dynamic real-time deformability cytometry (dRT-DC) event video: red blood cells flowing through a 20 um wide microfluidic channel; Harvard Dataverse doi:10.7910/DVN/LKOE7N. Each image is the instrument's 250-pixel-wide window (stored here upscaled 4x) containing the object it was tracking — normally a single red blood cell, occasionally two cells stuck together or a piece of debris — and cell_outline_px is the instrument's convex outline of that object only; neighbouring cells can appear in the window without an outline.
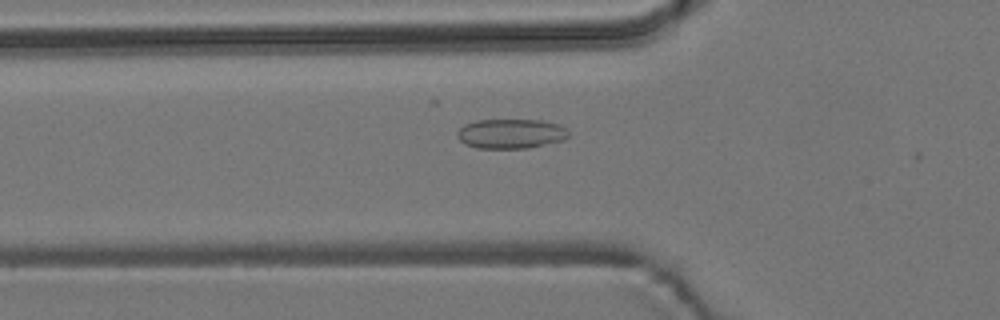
{"species": "common noctule bat (a hibernating species)", "species_latin": "Nyctalus noctula", "temperature_condition": "room temperature", "stored_images_in_passage": 42, "camera_frame_rate_fps": 3000, "um_per_image_px": 0.085, "animal": {"sex": "male", "body_mass_g": 19.2, "forearm_length_mm": 51.8}, "frame": {"image": 1, "passage_image": 5, "time_ms": 1.333, "image_size_px": [1000, 320], "cell_outline_px": [[568, 136], [564, 140], [528, 148], [476, 148], [464, 144], [456, 136], [456, 132], [464, 124], [476, 120], [540, 120], [560, 124], [568, 128]], "centroid_in_image_um": [43.42, 11.36], "position_along_channel_um": 82.4, "area_um2": 19.42}}
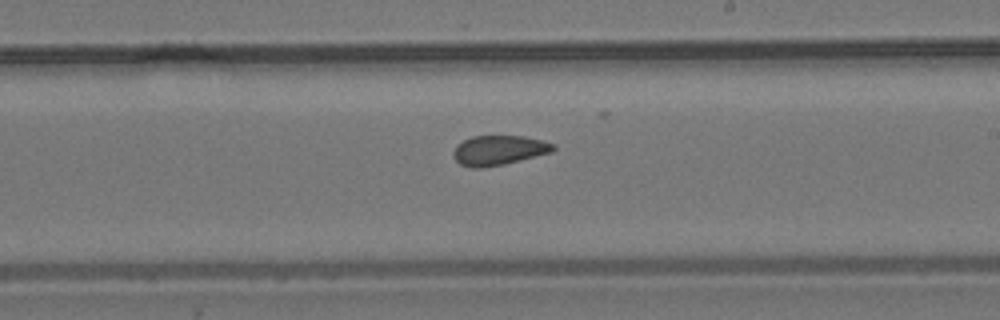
{"frame": {"image": 2, "passage_image": 18, "time_ms": 5.667, "image_size_px": [1000, 320], "cell_outline_px": [[556, 148], [552, 152], [504, 164], [480, 168], [472, 168], [460, 164], [456, 160], [452, 152], [456, 144], [472, 136], [524, 136], [556, 144]], "centroid_in_image_um": [42.39, 12.77], "position_along_channel_um": 246.6, "area_um2": 17.28}}
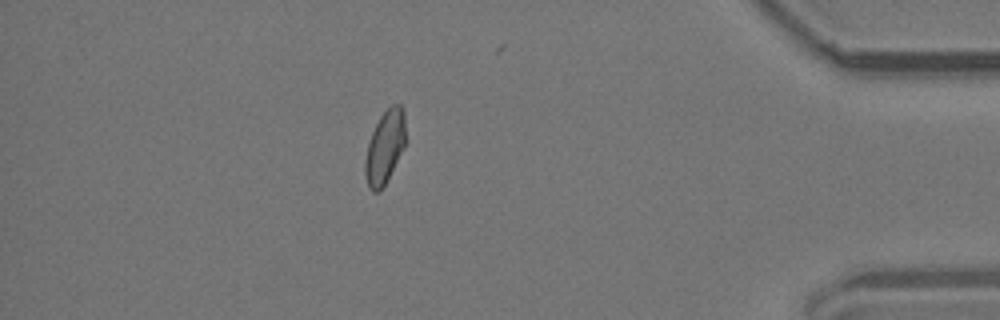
{"frame": {"image": 3, "passage_image": 34, "time_ms": 11.0, "image_size_px": [1000, 320], "cell_outline_px": [[404, 148], [380, 192], [372, 192], [368, 188], [364, 172], [364, 160], [368, 144], [372, 132], [380, 116], [392, 104], [400, 104], [404, 108]], "centroid_in_image_um": [32.69, 12.52], "position_along_channel_um": 402.5, "area_um2": 17.11}, "authors_computed_cell_mechanics": {"area_um2": 17.5134, "velocity_mm_per_s": 3.7745, "shape_relaxation_time_tau1_ms": null, "shape_relaxation_time_tau2_ms": 1.6235, "deformation_change_tau1": null, "deformation_change_tau2": 0.0589}}